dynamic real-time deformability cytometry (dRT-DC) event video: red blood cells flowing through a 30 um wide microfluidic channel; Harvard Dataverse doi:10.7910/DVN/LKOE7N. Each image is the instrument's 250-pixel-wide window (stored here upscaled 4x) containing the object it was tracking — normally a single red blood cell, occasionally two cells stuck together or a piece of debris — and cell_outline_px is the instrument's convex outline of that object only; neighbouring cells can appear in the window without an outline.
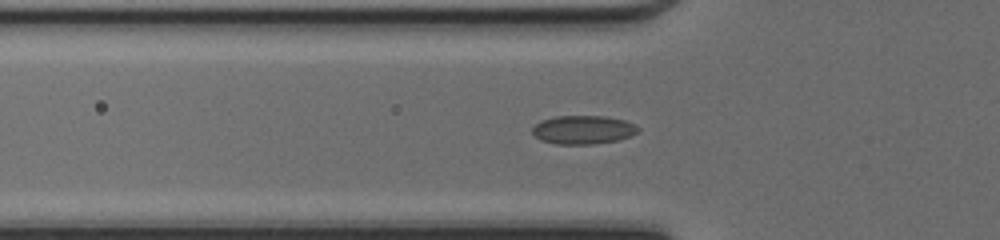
{"species": "common noctule bat (a hibernating species)", "species_latin": "Nyctalus noctula", "temperature_condition": "cold", "stored_images_in_passage": 32, "camera_frame_rate_fps": 3000, "um_per_image_px": 0.085, "animal": {"sex": "female", "body_mass_g": 17.0, "forearm_length_mm": 48.0}, "frame": {"image": 1, "passage_image": 5, "time_ms": 1.333, "image_size_px": [1000, 240], "cell_outline_px": [[640, 132], [616, 140], [592, 144], [556, 144], [540, 140], [532, 132], [532, 128], [540, 120], [556, 116], [604, 116], [624, 120], [636, 124], [640, 128]], "centroid_in_image_um": [49.57, 11.02], "position_along_channel_um": 76.2, "area_um2": 17.63}}
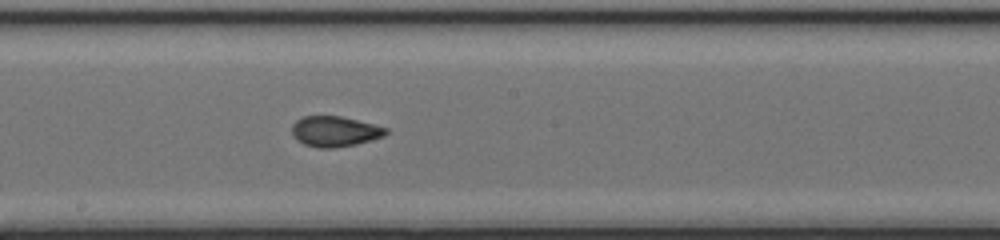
{"frame": {"image": 2, "passage_image": 15, "time_ms": 4.667, "image_size_px": [1000, 240], "cell_outline_px": [[388, 132], [384, 136], [356, 144], [332, 148], [320, 148], [304, 144], [296, 140], [292, 132], [292, 124], [296, 120], [304, 116], [340, 116], [388, 128]], "centroid_in_image_um": [28.44, 11.17], "position_along_channel_um": 219.8, "area_um2": 16.53}}
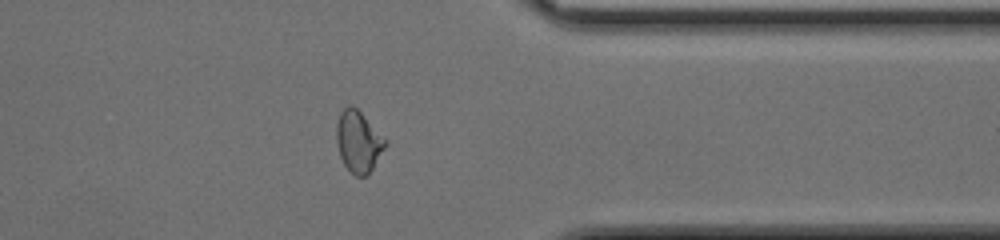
{"frame": {"image": 3, "passage_image": 27, "time_ms": 8.667, "image_size_px": [1000, 240], "cell_outline_px": [[388, 144], [368, 176], [356, 176], [344, 164], [340, 156], [336, 144], [336, 124], [340, 112], [348, 104], [352, 104], [388, 140]], "centroid_in_image_um": [30.48, 12.03], "position_along_channel_um": 380.9, "area_um2": 17.69}}